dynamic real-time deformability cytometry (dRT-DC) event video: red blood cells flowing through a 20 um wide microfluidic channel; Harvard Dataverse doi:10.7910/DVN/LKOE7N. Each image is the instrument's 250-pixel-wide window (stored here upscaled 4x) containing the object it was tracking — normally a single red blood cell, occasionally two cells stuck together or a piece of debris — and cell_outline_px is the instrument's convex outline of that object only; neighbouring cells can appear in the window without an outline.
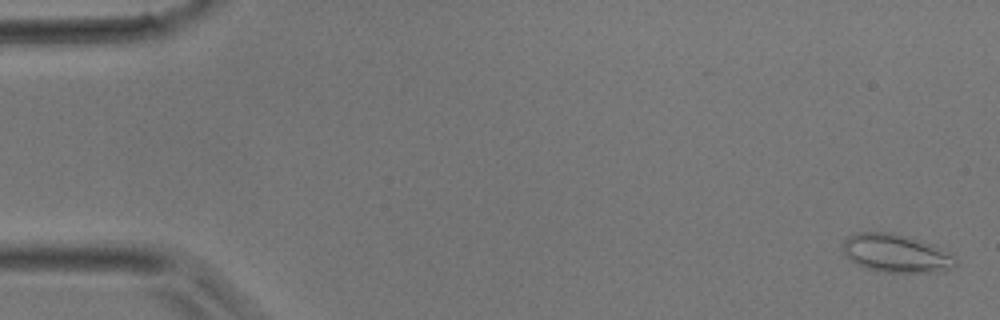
{"species": "common noctule bat (a hibernating species)", "species_latin": "Nyctalus noctula", "temperature_condition": "room temperature", "stored_images_in_passage": 3, "camera_frame_rate_fps": 3000, "um_per_image_px": 0.085, "animal": {"sex": "male", "body_mass_g": 17.9}, "frame": {"image": 1, "passage_image": 1, "time_ms": 0.0, "image_size_px": [1000, 320], "cell_outline_px": [[956, 268], [948, 272], [880, 272], [868, 268], [852, 260], [844, 252], [840, 244], [848, 236], [856, 232], [896, 232], [932, 244], [956, 256]], "centroid_in_image_um": [76.23, 21.52], "position_along_channel_um": 8.8, "area_um2": 25.43}}